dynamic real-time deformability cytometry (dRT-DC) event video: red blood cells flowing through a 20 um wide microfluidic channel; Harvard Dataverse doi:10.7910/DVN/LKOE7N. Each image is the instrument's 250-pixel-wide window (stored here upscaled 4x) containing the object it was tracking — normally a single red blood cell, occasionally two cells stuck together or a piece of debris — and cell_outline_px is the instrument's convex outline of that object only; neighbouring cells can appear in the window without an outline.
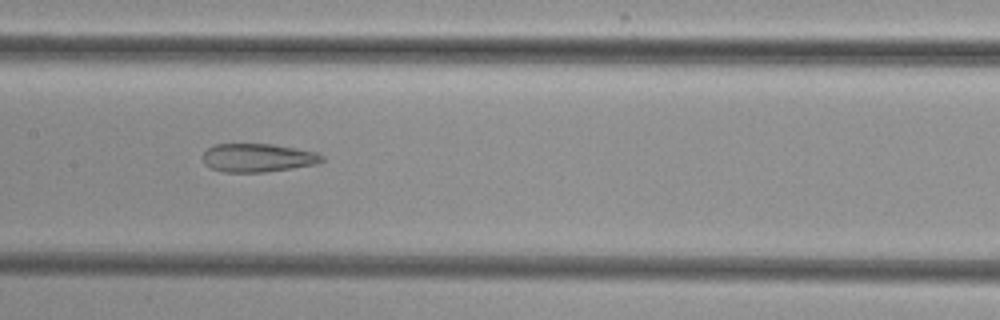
{"species": "common noctule bat (a hibernating species)", "species_latin": "Nyctalus noctula", "temperature_condition": "cold", "stored_images_in_passage": 10, "camera_frame_rate_fps": 3000, "um_per_image_px": 0.085, "animal": {"sex": "female", "body_mass_g": 29.2, "forearm_length_mm": 56.3}, "frame": {"image": 1, "passage_image": 10, "time_ms": 11.333, "image_size_px": [1000, 320], "cell_outline_px": [[324, 160], [316, 164], [292, 168], [264, 172], [224, 172], [208, 168], [204, 164], [200, 156], [208, 148], [216, 144], [272, 144], [316, 152], [324, 156]], "centroid_in_image_um": [21.86, 13.41], "position_along_channel_um": 185.5, "area_um2": 19.88}}